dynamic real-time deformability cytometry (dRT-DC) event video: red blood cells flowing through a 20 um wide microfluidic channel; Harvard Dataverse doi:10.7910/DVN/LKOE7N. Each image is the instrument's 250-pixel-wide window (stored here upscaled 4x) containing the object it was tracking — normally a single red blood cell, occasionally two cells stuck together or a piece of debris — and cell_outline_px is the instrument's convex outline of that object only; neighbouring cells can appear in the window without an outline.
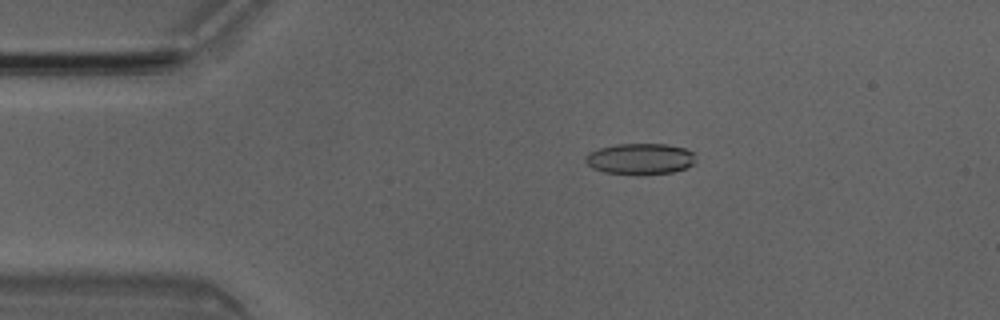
{"species": "Egyptian fruit bat (a non-hibernating species)", "species_latin": "Rousettus aegyptiacus", "temperature_condition": "room temperature", "stored_images_in_passage": 42, "camera_frame_rate_fps": 3000, "um_per_image_px": 0.085, "animal": {"sex": "male"}, "frame": {"image": 1, "passage_image": 1, "time_ms": 0.0, "image_size_px": [1000, 320], "cell_outline_px": [[696, 160], [692, 164], [684, 168], [672, 172], [640, 176], [604, 172], [592, 168], [584, 160], [584, 156], [588, 152], [600, 148], [616, 144], [668, 144], [684, 148], [692, 152], [696, 156]], "centroid_in_image_um": [54.39, 13.52], "position_along_channel_um": 30.6, "area_um2": 20.29}}
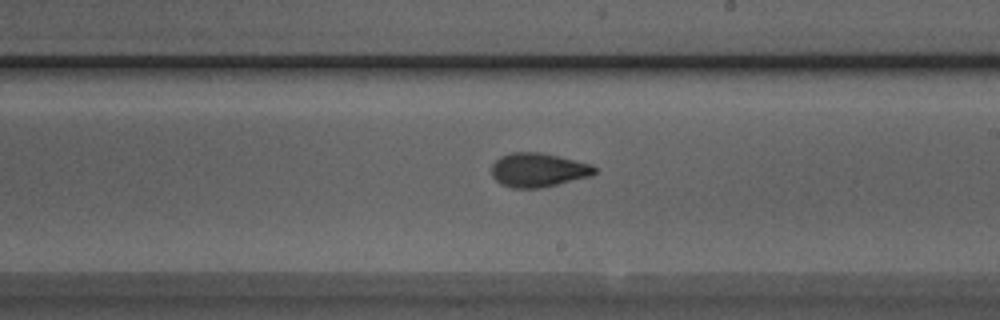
{"frame": {"image": 2, "passage_image": 20, "time_ms": 6.333, "image_size_px": [1000, 320], "cell_outline_px": [[596, 172], [592, 176], [540, 188], [512, 188], [500, 184], [492, 176], [492, 164], [500, 156], [512, 152], [540, 152], [592, 164], [596, 168]], "centroid_in_image_um": [45.74, 14.45], "position_along_channel_um": 243.3, "area_um2": 20.46}}
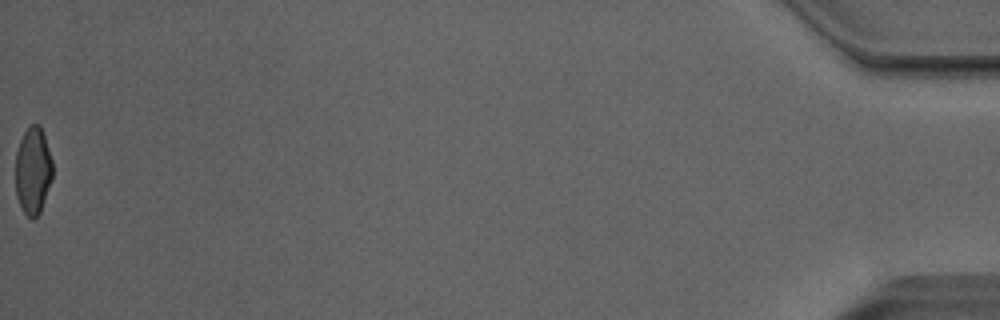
{"frame": {"image": 3, "passage_image": 42, "time_ms": 13.667, "image_size_px": [1000, 320], "cell_outline_px": [[52, 180], [40, 212], [32, 220], [24, 212], [16, 196], [16, 152], [20, 140], [24, 132], [32, 124], [40, 124], [52, 160]], "centroid_in_image_um": [2.8, 14.51], "position_along_channel_um": 432.4, "area_um2": 18.73}, "authors_computed_cell_mechanics": {"area_um2": 20.3167, "velocity_mm_per_s": 4.0745, "shape_relaxation_time_tau1_ms": 6.9485, "shape_relaxation_time_tau2_ms": 1.3941, "deformation_change_tau1": 0.1622, "deformation_change_tau2": 0.0786}}